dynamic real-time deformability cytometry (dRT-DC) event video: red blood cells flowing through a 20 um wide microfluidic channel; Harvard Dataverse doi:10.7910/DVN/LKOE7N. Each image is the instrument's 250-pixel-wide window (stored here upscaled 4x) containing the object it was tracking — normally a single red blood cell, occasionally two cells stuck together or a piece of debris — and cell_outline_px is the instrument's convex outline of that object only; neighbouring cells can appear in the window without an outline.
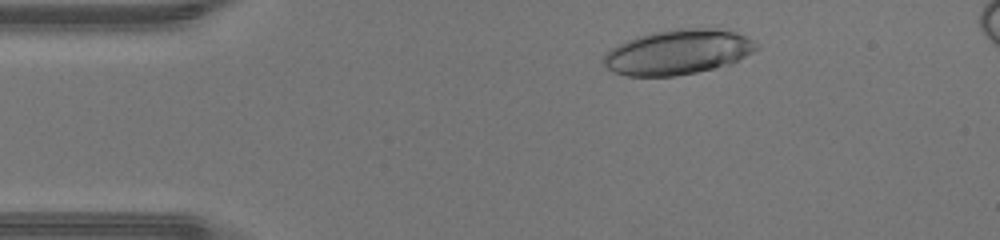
{"species": "human", "species_latin": "Homo sapiens", "temperature_condition": "warm", "stored_images_in_passage": 37, "camera_frame_rate_fps": 3000, "um_per_image_px": 0.085, "donor": {"sex": "male"}, "frame": {"image": 1, "passage_image": 4, "time_ms": 1.0, "image_size_px": [1000, 240], "cell_outline_px": [[760, 48], [732, 64], [696, 72], [676, 76], [628, 76], [612, 72], [604, 64], [604, 56], [612, 48], [636, 36], [652, 32], [680, 28], [716, 28], [736, 32], [748, 36]], "centroid_in_image_um": [57.67, 4.42], "position_along_channel_um": 27.3, "area_um2": 40.06}}
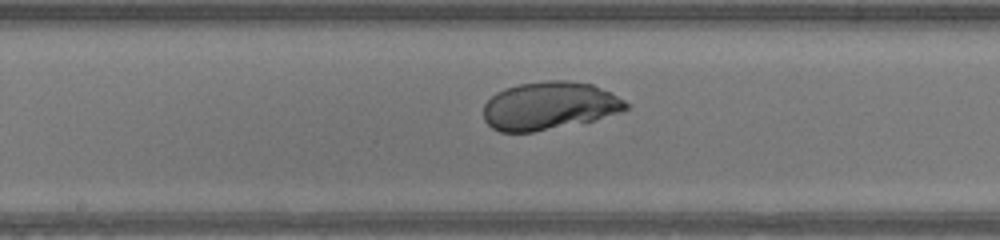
{"frame": {"image": 2, "passage_image": 20, "time_ms": 6.333, "image_size_px": [1000, 240], "cell_outline_px": [[628, 108], [620, 112], [592, 120], [532, 132], [500, 132], [492, 128], [484, 120], [484, 104], [496, 92], [504, 88], [520, 84], [548, 80], [568, 80], [592, 84], [624, 100], [628, 104]], "centroid_in_image_um": [46.65, 8.98], "position_along_channel_um": 201.6, "area_um2": 39.42}}
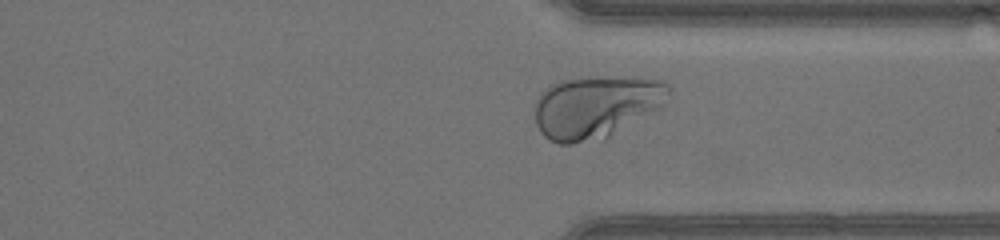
{"frame": {"image": 3, "passage_image": 31, "time_ms": 10.0, "image_size_px": [1000, 240], "cell_outline_px": [[672, 88], [664, 104], [660, 108], [604, 140], [572, 144], [560, 144], [548, 140], [540, 132], [536, 124], [536, 100], [540, 92], [552, 84], [560, 80], [588, 76], [632, 76], [664, 80]], "centroid_in_image_um": [50.7, 9.06], "position_along_channel_um": 360.7, "area_um2": 50.0}, "authors_computed_cell_mechanics": {"area_um2": 41.5582, "velocity_mm_per_s": 4.3526, "shape_relaxation_time_tau1_ms": 2.4595, "shape_relaxation_time_tau2_ms": null, "deformation_change_tau1": 0.2165, "deformation_change_tau2": null}}